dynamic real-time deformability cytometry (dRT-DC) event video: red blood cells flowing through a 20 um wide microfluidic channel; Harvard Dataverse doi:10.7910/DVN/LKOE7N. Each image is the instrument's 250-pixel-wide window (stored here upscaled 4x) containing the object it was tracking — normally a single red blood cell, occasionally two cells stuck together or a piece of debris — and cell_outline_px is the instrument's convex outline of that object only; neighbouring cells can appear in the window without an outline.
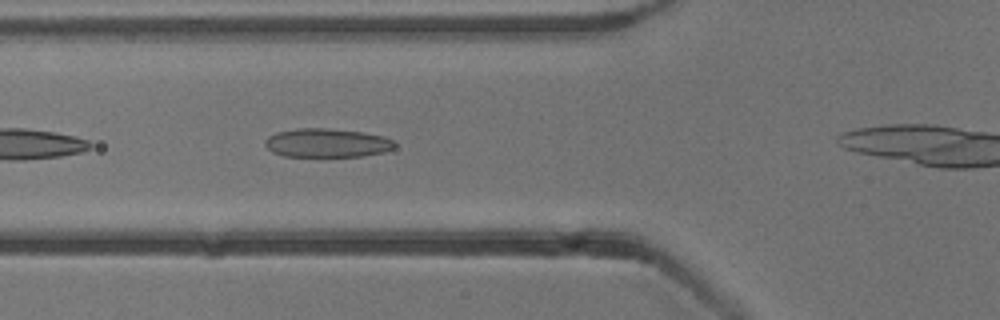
{"species": "common noctule bat (a hibernating species)", "species_latin": "Nyctalus noctula", "temperature_condition": "cold", "stored_images_in_passage": 16, "camera_frame_rate_fps": 3000, "um_per_image_px": 0.085, "animal": {"sex": "male", "body_mass_g": 13.3}, "frame": {"image": 1, "passage_image": 5, "time_ms": 1.333, "image_size_px": [1000, 320], "cell_outline_px": [[396, 148], [384, 152], [360, 156], [284, 156], [272, 152], [264, 144], [264, 140], [268, 136], [276, 132], [296, 128], [324, 128], [364, 132], [384, 136], [396, 140]], "centroid_in_image_um": [27.82, 12.14], "position_along_channel_um": 98.0, "area_um2": 21.96}}